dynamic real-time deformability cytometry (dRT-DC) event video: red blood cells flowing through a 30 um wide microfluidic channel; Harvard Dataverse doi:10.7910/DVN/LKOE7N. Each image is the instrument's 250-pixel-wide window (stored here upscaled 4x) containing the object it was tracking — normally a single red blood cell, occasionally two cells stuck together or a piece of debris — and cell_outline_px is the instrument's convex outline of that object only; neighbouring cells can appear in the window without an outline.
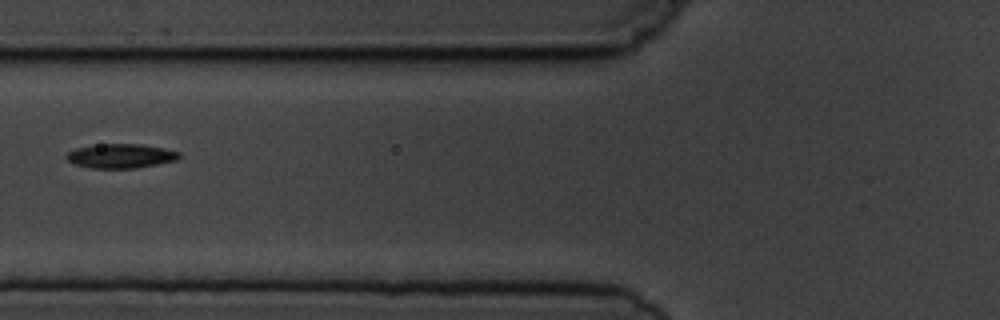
{"species": "common noctule bat (a hibernating species)", "species_latin": "Nyctalus noctula", "temperature_condition": "cold", "stored_images_in_passage": 5, "camera_frame_rate_fps": 3000, "um_per_image_px": 0.085, "animal": {"sex": "male", "body_mass_g": 19.5, "forearm_length_mm": 54.6}, "frame": {"image": 1, "passage_image": 4, "time_ms": 3.667, "image_size_px": [1000, 320], "cell_outline_px": [[180, 156], [176, 160], [136, 168], [92, 168], [76, 164], [68, 160], [64, 156], [68, 152], [76, 148], [100, 144], [140, 144], [164, 148], [180, 152]], "centroid_in_image_um": [10.26, 13.25], "position_along_channel_um": 115.5, "area_um2": 15.78}}
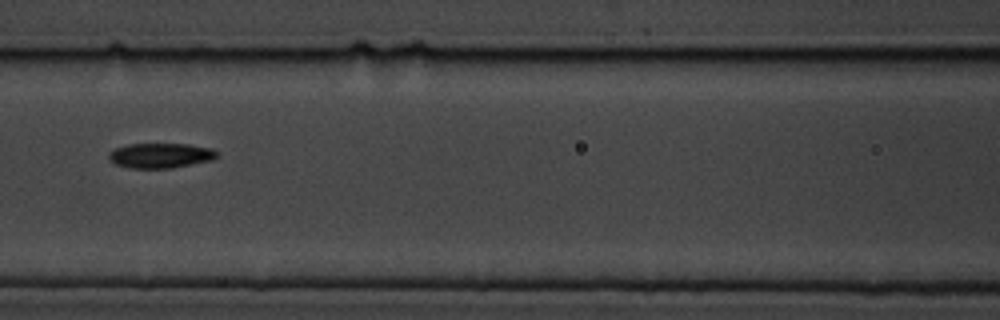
{"frame": {"image": 2, "passage_image": 5, "time_ms": 4.667, "image_size_px": [1000, 320], "cell_outline_px": [[220, 156], [212, 160], [172, 168], [132, 168], [116, 164], [108, 156], [108, 152], [116, 148], [128, 144], [188, 144], [212, 148], [220, 152]], "centroid_in_image_um": [13.71, 13.21], "position_along_channel_um": 152.9, "area_um2": 15.78}}